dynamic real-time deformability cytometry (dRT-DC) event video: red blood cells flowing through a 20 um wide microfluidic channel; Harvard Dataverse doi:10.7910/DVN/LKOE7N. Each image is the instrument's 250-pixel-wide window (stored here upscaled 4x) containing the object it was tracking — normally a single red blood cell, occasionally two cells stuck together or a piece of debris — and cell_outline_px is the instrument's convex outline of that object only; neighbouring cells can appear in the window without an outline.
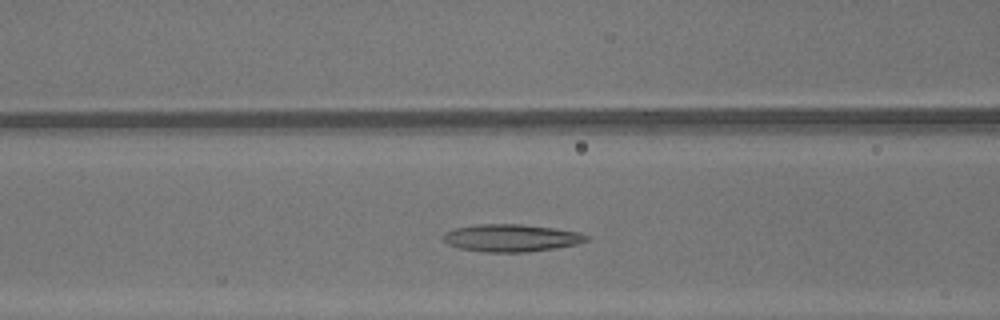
{"species": "common noctule bat (a hibernating species)", "species_latin": "Nyctalus noctula", "temperature_condition": "warm", "stored_images_in_passage": 35, "camera_frame_rate_fps": 3000, "um_per_image_px": 0.085, "animal": {"sex": "male", "body_mass_g": 13.3}, "frame": {"image": 1, "passage_image": 16, "time_ms": 5.0, "image_size_px": [1000, 320], "cell_outline_px": [[588, 240], [580, 244], [556, 248], [524, 252], [484, 252], [460, 248], [448, 244], [444, 240], [444, 232], [452, 228], [476, 224], [520, 224], [552, 228], [580, 232], [588, 236]], "centroid_in_image_um": [43.45, 20.22], "position_along_channel_um": 123.1, "area_um2": 22.95}}
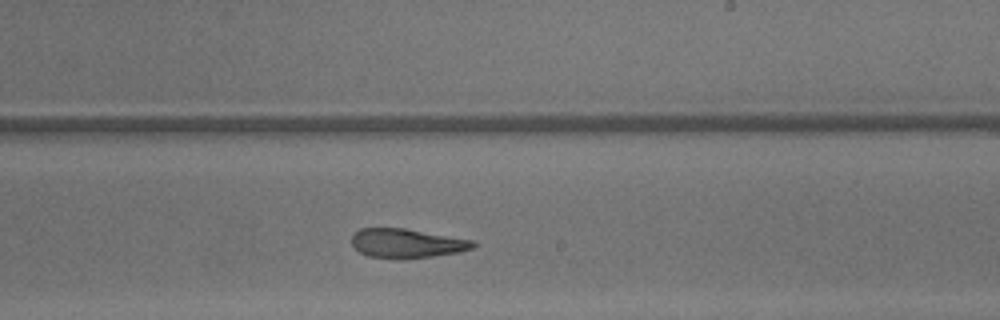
{"frame": {"image": 2, "passage_image": 25, "time_ms": 8.0, "image_size_px": [1000, 320], "cell_outline_px": [[480, 244], [476, 248], [460, 252], [404, 260], [392, 260], [368, 256], [360, 252], [352, 244], [352, 232], [360, 228], [404, 228], [476, 240]], "centroid_in_image_um": [34.63, 20.69], "position_along_channel_um": 254.4, "area_um2": 21.39}}
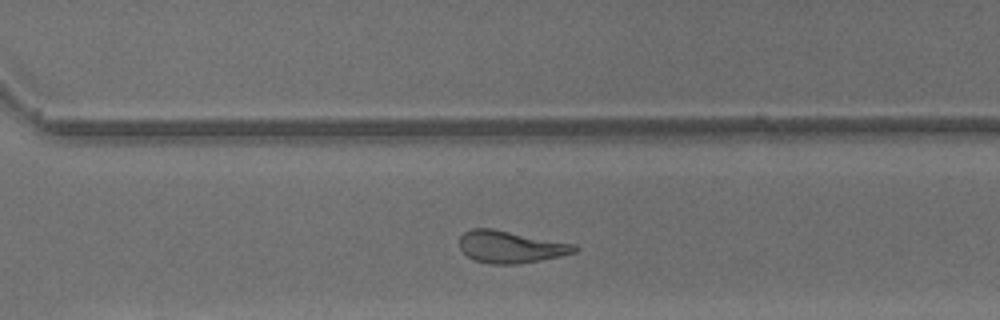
{"frame": {"image": 3, "passage_image": 30, "time_ms": 9.667, "image_size_px": [1000, 320], "cell_outline_px": [[580, 248], [576, 252], [560, 256], [520, 264], [488, 264], [476, 260], [468, 256], [460, 248], [460, 236], [464, 232], [472, 228], [492, 228], [576, 244]], "centroid_in_image_um": [43.42, 20.98], "position_along_channel_um": 327.2, "area_um2": 21.62}, "authors_computed_cell_mechanics": {"area_um2": 23.2934, "velocity_mm_per_s": 4.385, "shape_relaxation_time_tau1_ms": null, "shape_relaxation_time_tau2_ms": 2.6512, "deformation_change_tau1": null, "deformation_change_tau2": 0.1269}}